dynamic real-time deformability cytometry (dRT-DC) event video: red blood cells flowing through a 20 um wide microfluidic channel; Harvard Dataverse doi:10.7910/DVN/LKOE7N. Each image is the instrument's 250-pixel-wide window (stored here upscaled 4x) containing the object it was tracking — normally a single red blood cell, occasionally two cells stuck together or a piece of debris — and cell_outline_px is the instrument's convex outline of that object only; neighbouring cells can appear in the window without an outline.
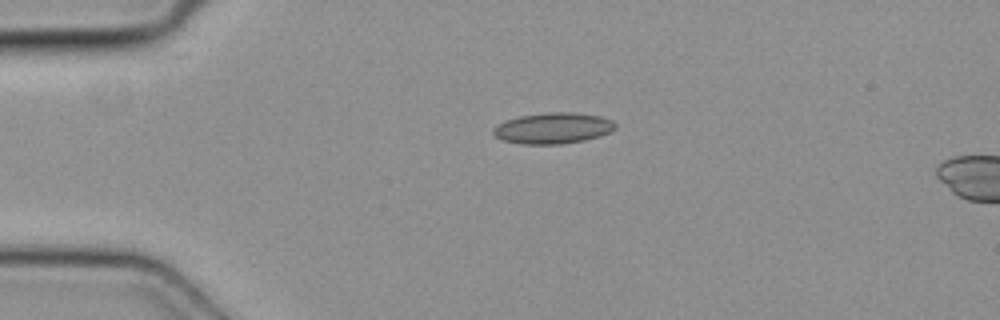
{"species": "common noctule bat (a hibernating species)", "species_latin": "Nyctalus noctula", "temperature_condition": "cold", "stored_images_in_passage": 5, "camera_frame_rate_fps": 3000, "um_per_image_px": 0.085, "animal": {"sex": "female", "body_mass_g": 19.3, "forearm_length_mm": 54.1}, "frame": {"image": 1, "passage_image": 5, "time_ms": 1.333, "image_size_px": [1000, 320], "cell_outline_px": [[616, 128], [612, 132], [600, 136], [584, 140], [560, 144], [520, 144], [504, 140], [496, 136], [492, 132], [492, 128], [508, 120], [520, 116], [548, 112], [572, 112], [600, 116], [612, 120], [616, 124]], "centroid_in_image_um": [47.05, 10.89], "position_along_channel_um": 37.9, "area_um2": 21.96}}